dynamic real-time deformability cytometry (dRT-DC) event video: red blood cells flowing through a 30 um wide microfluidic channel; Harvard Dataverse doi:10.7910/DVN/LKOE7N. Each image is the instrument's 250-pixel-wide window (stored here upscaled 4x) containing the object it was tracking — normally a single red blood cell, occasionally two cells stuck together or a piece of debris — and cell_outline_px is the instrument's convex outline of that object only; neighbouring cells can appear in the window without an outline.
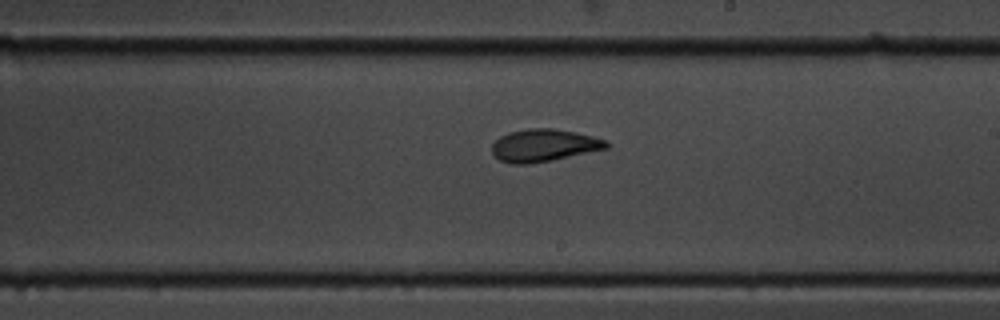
{"species": "common noctule bat (a hibernating species)", "species_latin": "Nyctalus noctula", "temperature_condition": "cold", "stored_images_in_passage": 8, "segment_of_instrument_passage": [2, 2], "camera_frame_rate_fps": 3000, "um_per_image_px": 0.085, "animal": {"sex": "male", "body_mass_g": 19.5, "forearm_length_mm": 54.6}, "frame": {"image": 1, "passage_image": 8, "time_ms": 8.0, "image_size_px": [1000, 320], "cell_outline_px": [[608, 148], [552, 160], [528, 164], [512, 164], [500, 160], [492, 152], [492, 144], [500, 136], [508, 132], [528, 128], [552, 128], [592, 136], [608, 140]], "centroid_in_image_um": [46.21, 12.35], "position_along_channel_um": 242.8, "area_um2": 21.5}}